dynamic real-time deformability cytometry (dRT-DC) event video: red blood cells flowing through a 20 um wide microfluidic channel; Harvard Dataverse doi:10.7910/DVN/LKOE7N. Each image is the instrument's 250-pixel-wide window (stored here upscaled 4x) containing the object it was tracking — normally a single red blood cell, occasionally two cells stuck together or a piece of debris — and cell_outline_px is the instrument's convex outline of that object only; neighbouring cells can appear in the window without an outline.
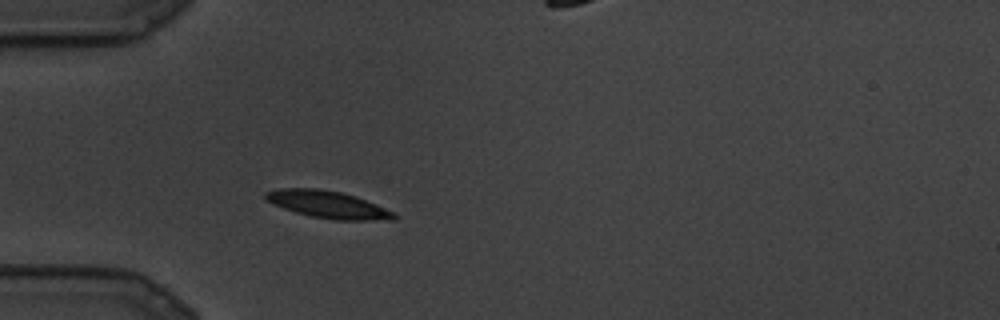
{"species": "common noctule bat (a hibernating species)", "species_latin": "Nyctalus noctula", "temperature_condition": "cold", "stored_images_in_passage": 7, "segment_of_instrument_passage": [1, 2], "camera_frame_rate_fps": 3000, "um_per_image_px": 0.085, "animal": {"sex": "male", "body_mass_g": 19.5, "forearm_length_mm": 54.6}, "frame": {"image": 1, "passage_image": 4, "time_ms": 1.0, "image_size_px": [1000, 320], "cell_outline_px": [[396, 220], [336, 220], [312, 216], [296, 212], [284, 208], [264, 200], [264, 192], [280, 188], [316, 188], [340, 192], [356, 196], [396, 212]], "centroid_in_image_um": [27.89, 17.38], "position_along_channel_um": 57.1, "area_um2": 20.4}}